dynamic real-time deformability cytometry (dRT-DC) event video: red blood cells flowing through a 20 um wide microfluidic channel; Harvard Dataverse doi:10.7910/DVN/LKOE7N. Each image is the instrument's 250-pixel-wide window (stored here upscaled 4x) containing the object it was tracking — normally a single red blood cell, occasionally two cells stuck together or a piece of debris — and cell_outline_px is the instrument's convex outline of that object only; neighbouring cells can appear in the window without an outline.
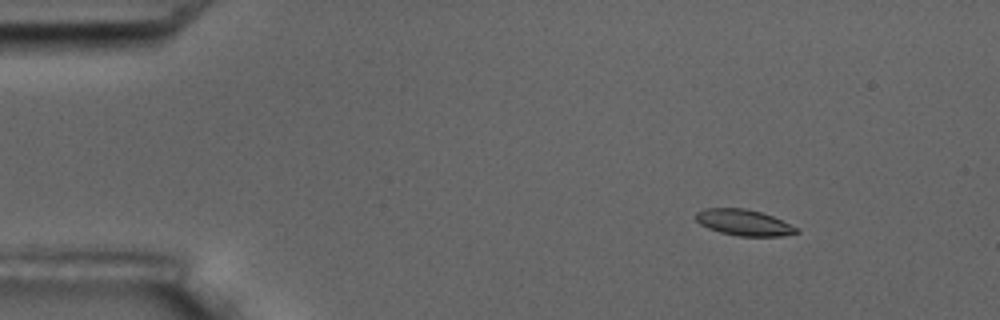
{"species": "common noctule bat (a hibernating species)", "species_latin": "Nyctalus noctula", "temperature_condition": "room temperature", "stored_images_in_passage": 4, "camera_frame_rate_fps": 3000, "um_per_image_px": 0.085, "animal": {"sex": "male", "body_mass_g": 17.5, "forearm_length_mm": 52.3}, "frame": {"image": 1, "passage_image": 2, "time_ms": 1.0, "image_size_px": [1000, 320], "cell_outline_px": [[800, 232], [780, 236], [736, 236], [720, 232], [708, 228], [700, 224], [696, 220], [696, 212], [704, 208], [744, 208], [760, 212], [772, 216], [800, 228]], "centroid_in_image_um": [63.23, 18.92], "position_along_channel_um": 21.8, "area_um2": 15.32}}